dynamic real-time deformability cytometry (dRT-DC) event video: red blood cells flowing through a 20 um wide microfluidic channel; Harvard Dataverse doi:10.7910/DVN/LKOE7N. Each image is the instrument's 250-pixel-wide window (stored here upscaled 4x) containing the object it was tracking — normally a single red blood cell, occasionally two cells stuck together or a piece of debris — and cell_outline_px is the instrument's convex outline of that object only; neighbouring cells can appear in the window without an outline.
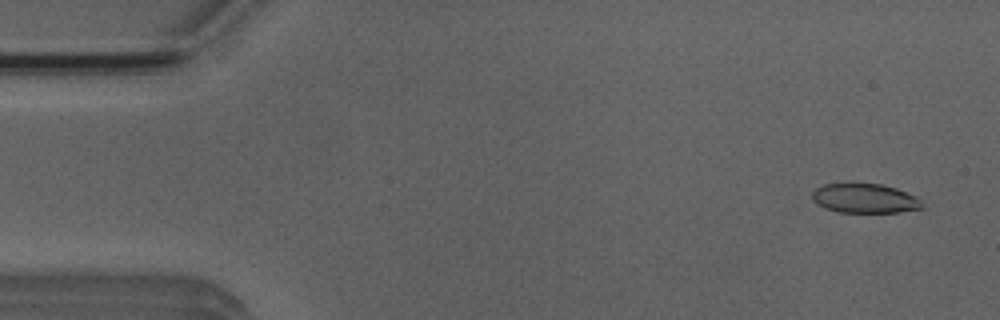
{"species": "Egyptian fruit bat (a non-hibernating species)", "species_latin": "Rousettus aegyptiacus", "temperature_condition": "room temperature", "stored_images_in_passage": 52, "camera_frame_rate_fps": 3000, "um_per_image_px": 0.085, "animal": {"sex": "male"}, "frame": {"image": 1, "passage_image": 3, "time_ms": 0.667, "image_size_px": [1000, 320], "cell_outline_px": [[928, 208], [896, 212], [836, 212], [824, 208], [816, 204], [812, 200], [812, 192], [816, 188], [824, 184], [880, 184], [896, 188], [916, 196]], "centroid_in_image_um": [73.52, 16.88], "position_along_channel_um": 11.5, "area_um2": 18.96}}
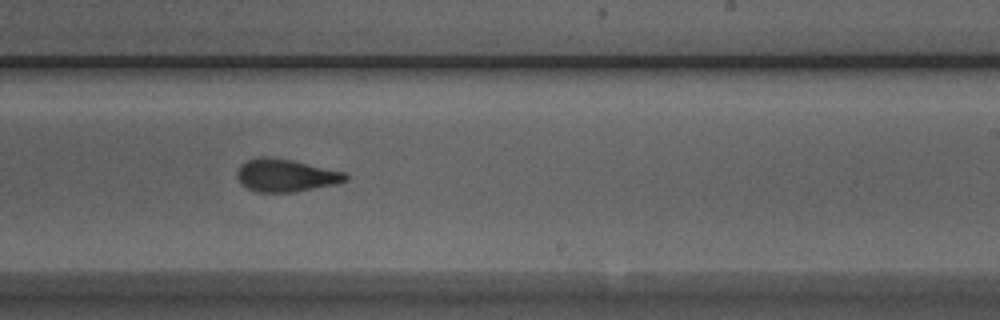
{"frame": {"image": 2, "passage_image": 31, "time_ms": 10.0, "image_size_px": [1000, 320], "cell_outline_px": [[348, 180], [336, 184], [292, 192], [256, 192], [240, 184], [236, 176], [236, 172], [240, 164], [248, 160], [260, 156], [268, 156], [292, 160], [348, 172]], "centroid_in_image_um": [24.29, 14.9], "position_along_channel_um": 264.7, "area_um2": 20.92}}
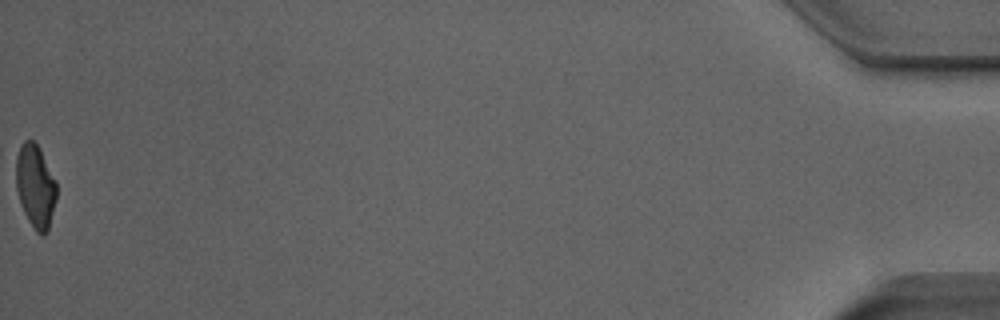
{"frame": {"image": 3, "passage_image": 52, "time_ms": 17.0, "image_size_px": [1000, 320], "cell_outline_px": [[56, 200], [48, 232], [44, 236], [40, 236], [36, 232], [28, 220], [24, 212], [16, 188], [16, 156], [20, 144], [24, 140], [32, 140], [40, 148], [56, 180]], "centroid_in_image_um": [3.02, 15.84], "position_along_channel_um": 432.2, "area_um2": 19.88}, "authors_computed_cell_mechanics": {"area_um2": 20.6635, "velocity_mm_per_s": 3.9564, "shape_relaxation_time_tau1_ms": 6.6784, "shape_relaxation_time_tau2_ms": 1.726, "deformation_change_tau1": 0.1946, "deformation_change_tau2": 0.0803}}